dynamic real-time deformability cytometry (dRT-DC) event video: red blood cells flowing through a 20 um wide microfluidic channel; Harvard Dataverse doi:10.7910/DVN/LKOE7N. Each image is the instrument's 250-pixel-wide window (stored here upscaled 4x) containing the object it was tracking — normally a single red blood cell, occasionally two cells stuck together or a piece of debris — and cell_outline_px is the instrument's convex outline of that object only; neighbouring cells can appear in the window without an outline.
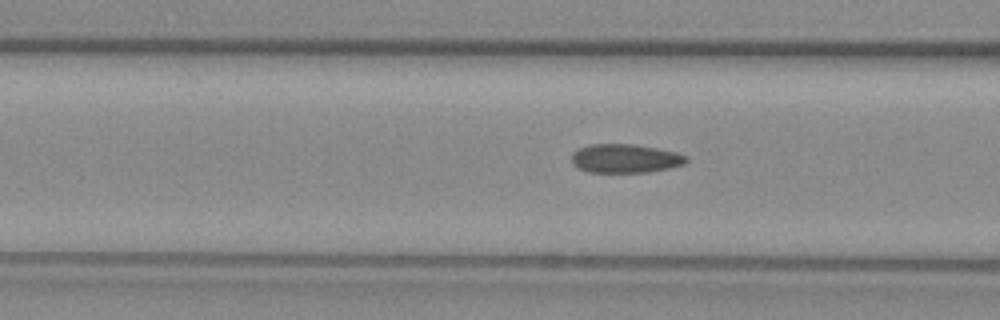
{"species": "common noctule bat (a hibernating species)", "species_latin": "Nyctalus noctula", "temperature_condition": "warm", "stored_images_in_passage": 4, "camera_frame_rate_fps": 3000, "um_per_image_px": 0.085, "animal": {"sex": "female", "body_mass_g": 29.2, "forearm_length_mm": 56.3}, "frame": {"image": 1, "passage_image": 4, "time_ms": 1.0, "image_size_px": [1000, 320], "cell_outline_px": [[688, 160], [684, 164], [668, 168], [648, 172], [588, 172], [576, 168], [572, 164], [572, 152], [588, 144], [632, 144], [656, 148], [676, 152], [688, 156]], "centroid_in_image_um": [53.11, 13.47], "position_along_channel_um": 113.5, "area_um2": 19.31}}